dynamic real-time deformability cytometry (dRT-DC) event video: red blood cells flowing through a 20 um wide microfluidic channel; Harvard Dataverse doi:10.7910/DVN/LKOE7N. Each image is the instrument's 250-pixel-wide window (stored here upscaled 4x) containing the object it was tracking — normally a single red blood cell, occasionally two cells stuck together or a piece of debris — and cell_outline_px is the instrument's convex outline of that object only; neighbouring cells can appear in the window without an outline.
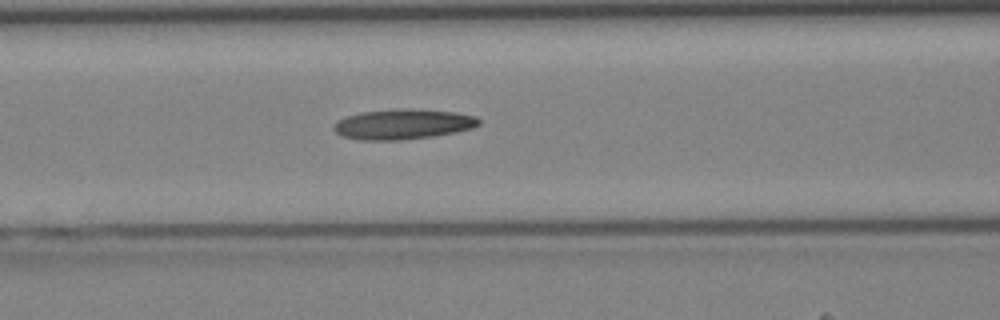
{"species": "Egyptian fruit bat (a non-hibernating species)", "species_latin": "Rousettus aegyptiacus", "temperature_condition": "cold", "stored_images_in_passage": 42, "camera_frame_rate_fps": 3000, "um_per_image_px": 0.085, "animal": {"sex": "female"}, "frame": {"image": 1, "passage_image": 18, "time_ms": 5.667, "image_size_px": [1000, 320], "cell_outline_px": [[480, 124], [472, 128], [456, 132], [432, 136], [400, 140], [356, 140], [340, 136], [332, 128], [340, 120], [348, 116], [360, 112], [396, 108], [408, 108], [456, 112], [476, 116], [480, 120]], "centroid_in_image_um": [34.25, 10.55], "position_along_channel_um": 132.3, "area_um2": 25.66}}
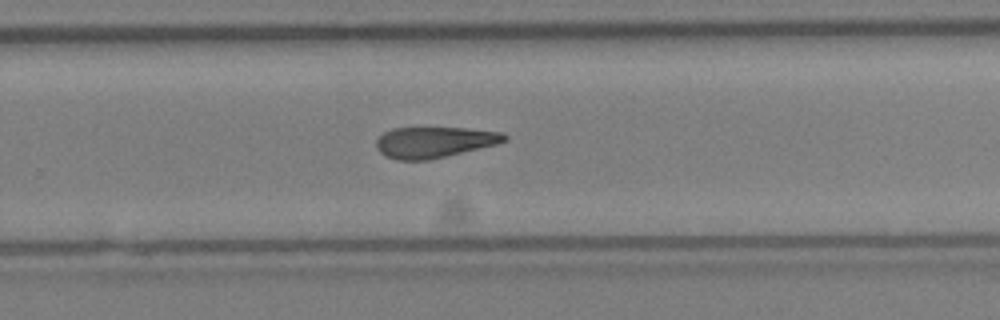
{"frame": {"image": 2, "passage_image": 28, "time_ms": 9.0, "image_size_px": [1000, 320], "cell_outline_px": [[508, 140], [500, 144], [428, 160], [396, 160], [384, 156], [376, 148], [376, 140], [384, 132], [392, 128], [464, 128], [504, 132], [508, 136]], "centroid_in_image_um": [36.94, 12.09], "position_along_channel_um": 292.9, "area_um2": 23.35}}
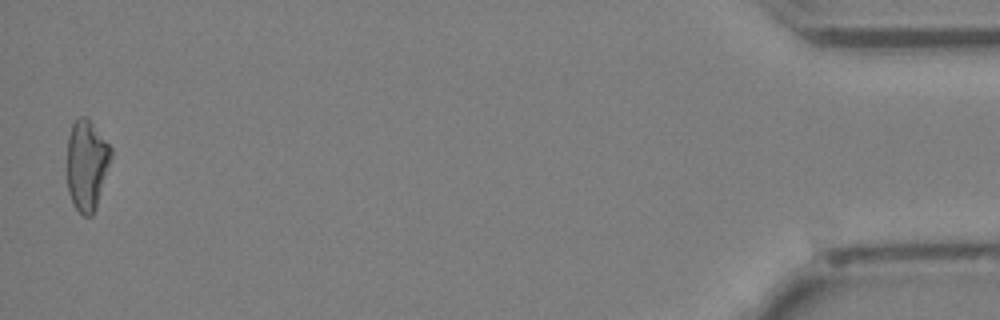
{"frame": {"image": 3, "passage_image": 42, "time_ms": 13.667, "image_size_px": [1000, 320], "cell_outline_px": [[112, 156], [96, 208], [92, 216], [84, 216], [76, 208], [68, 192], [64, 168], [68, 136], [72, 124], [80, 116], [84, 116], [92, 124], [112, 148]], "centroid_in_image_um": [7.32, 14.04], "position_along_channel_um": 427.9, "area_um2": 23.64}}